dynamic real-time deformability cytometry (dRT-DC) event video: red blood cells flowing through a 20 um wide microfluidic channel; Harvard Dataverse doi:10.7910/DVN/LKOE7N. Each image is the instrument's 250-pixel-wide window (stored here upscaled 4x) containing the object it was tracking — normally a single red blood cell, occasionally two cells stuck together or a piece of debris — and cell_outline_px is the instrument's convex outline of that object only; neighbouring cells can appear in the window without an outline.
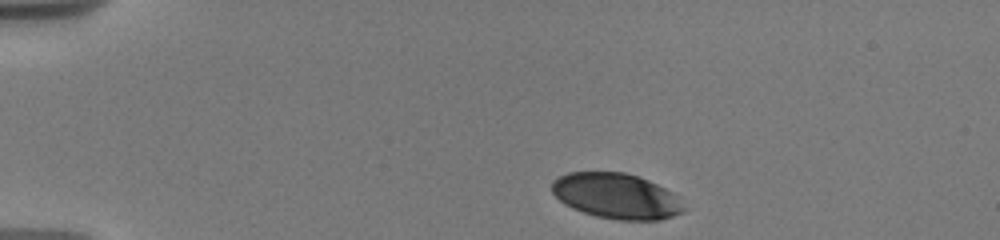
{"species": "human", "species_latin": "Homo sapiens", "temperature_condition": "warm", "stored_images_in_passage": 14, "camera_frame_rate_fps": 3000, "um_per_image_px": 0.085, "donor": {"sex": "male"}, "frame": {"image": 1, "passage_image": 1, "time_ms": 0.0, "image_size_px": [1000, 240], "cell_outline_px": [[684, 212], [660, 220], [616, 220], [596, 216], [572, 208], [564, 204], [552, 192], [552, 180], [568, 172], [624, 172], [648, 180], [672, 192], [684, 208]], "centroid_in_image_um": [52.36, 16.66], "position_along_channel_um": 32.6, "area_um2": 34.68}}
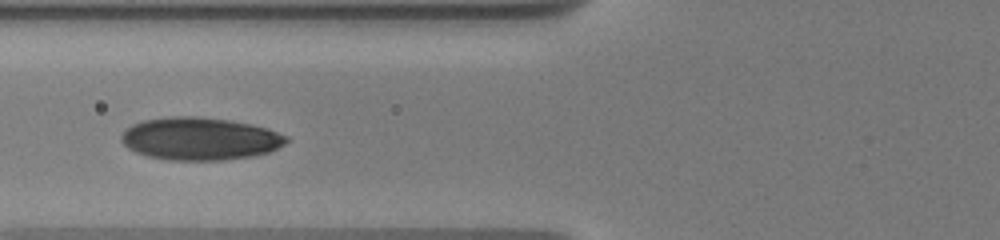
{"frame": {"image": 2, "passage_image": 7, "time_ms": 4.0, "image_size_px": [1000, 240], "cell_outline_px": [[292, 140], [268, 152], [252, 156], [224, 160], [168, 160], [148, 156], [136, 152], [128, 148], [120, 140], [120, 136], [132, 124], [144, 120], [172, 116], [196, 116], [228, 120], [252, 124], [268, 128], [288, 136]], "centroid_in_image_um": [17.01, 11.79], "position_along_channel_um": 108.8, "area_um2": 41.1}}
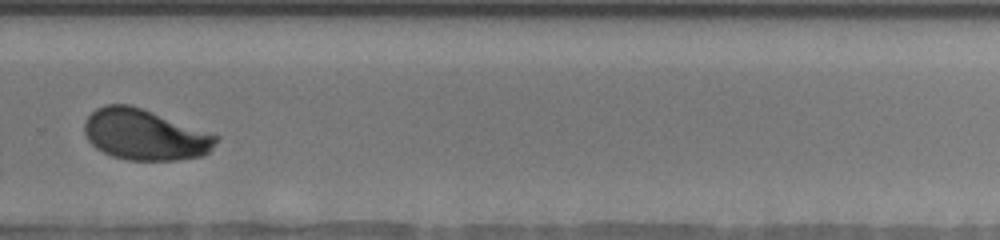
{"frame": {"image": 3, "passage_image": 14, "time_ms": 9.667, "image_size_px": [1000, 240], "cell_outline_px": [[220, 136], [212, 148], [204, 156], [176, 160], [128, 160], [112, 156], [96, 148], [88, 140], [84, 132], [84, 124], [88, 116], [96, 108], [108, 104], [128, 104], [152, 112]], "centroid_in_image_um": [12.3, 11.46], "position_along_channel_um": 317.5, "area_um2": 38.73}}